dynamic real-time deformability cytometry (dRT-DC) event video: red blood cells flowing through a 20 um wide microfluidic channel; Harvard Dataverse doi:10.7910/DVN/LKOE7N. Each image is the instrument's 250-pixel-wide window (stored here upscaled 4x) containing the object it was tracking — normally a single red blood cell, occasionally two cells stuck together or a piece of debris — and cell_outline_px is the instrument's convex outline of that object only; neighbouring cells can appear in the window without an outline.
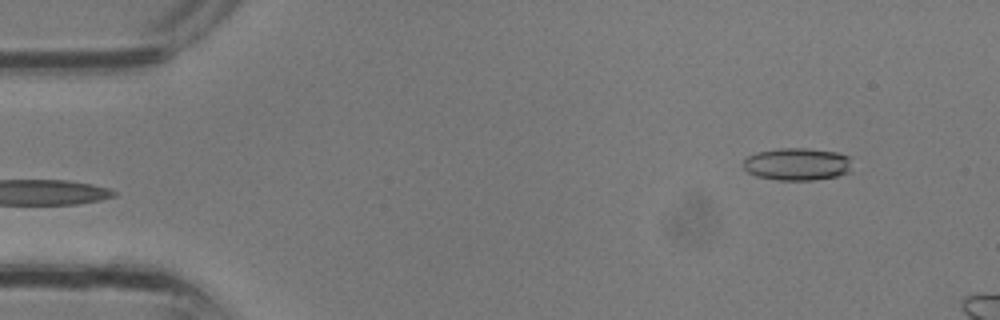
{"species": "common noctule bat (a hibernating species)", "species_latin": "Nyctalus noctula", "temperature_condition": "room temperature", "stored_images_in_passage": 2, "camera_frame_rate_fps": 3000, "um_per_image_px": 0.085, "animal": {"sex": "male", "body_mass_g": 13.3}, "frame": {"image": 1, "passage_image": 2, "time_ms": 0.333, "image_size_px": [1000, 320], "cell_outline_px": [[852, 156], [848, 172], [836, 176], [812, 180], [776, 180], [756, 176], [748, 172], [744, 168], [744, 160], [748, 156], [756, 152], [776, 148], [808, 148], [836, 152]], "centroid_in_image_um": [67.75, 13.94], "position_along_channel_um": 17.2, "area_um2": 20.69}}